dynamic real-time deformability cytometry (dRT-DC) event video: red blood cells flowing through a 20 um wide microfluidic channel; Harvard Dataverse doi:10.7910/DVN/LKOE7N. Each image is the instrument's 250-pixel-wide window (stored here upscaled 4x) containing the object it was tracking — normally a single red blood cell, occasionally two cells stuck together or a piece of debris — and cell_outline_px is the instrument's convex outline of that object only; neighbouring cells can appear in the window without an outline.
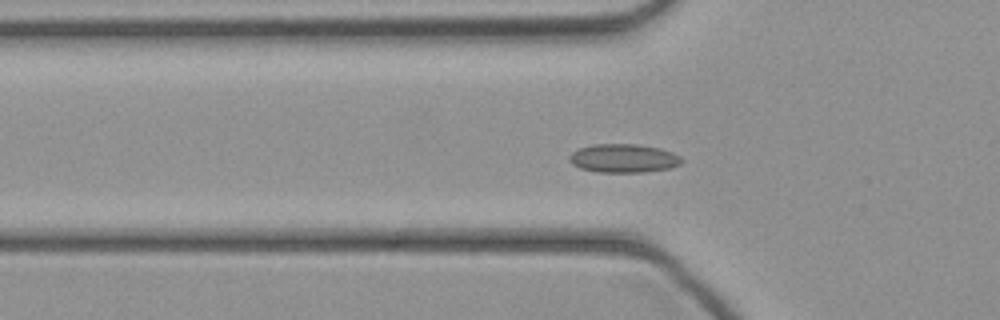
{"species": "common noctule bat (a hibernating species)", "species_latin": "Nyctalus noctula", "temperature_condition": "cold", "stored_images_in_passage": 46, "camera_frame_rate_fps": 3000, "um_per_image_px": 0.085, "animal": {"sex": "female", "body_mass_g": 21.9}, "frame": {"image": 1, "passage_image": 15, "time_ms": 4.667, "image_size_px": [1000, 320], "cell_outline_px": [[684, 160], [680, 164], [672, 168], [644, 172], [596, 172], [580, 168], [572, 164], [568, 160], [568, 156], [572, 152], [580, 148], [592, 144], [640, 144], [660, 148], [672, 152], [680, 156]], "centroid_in_image_um": [53.01, 13.45], "position_along_channel_um": 72.8, "area_um2": 18.96}}
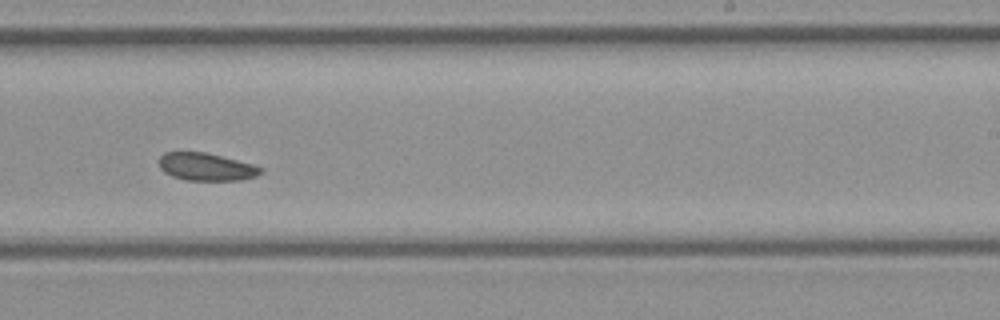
{"frame": {"image": 2, "passage_image": 28, "time_ms": 9.0, "image_size_px": [1000, 320], "cell_outline_px": [[264, 172], [256, 176], [240, 180], [184, 180], [172, 176], [164, 172], [160, 168], [160, 156], [164, 152], [204, 152], [252, 164], [264, 168]], "centroid_in_image_um": [17.54, 14.19], "position_along_channel_um": 271.5, "area_um2": 16.3}}
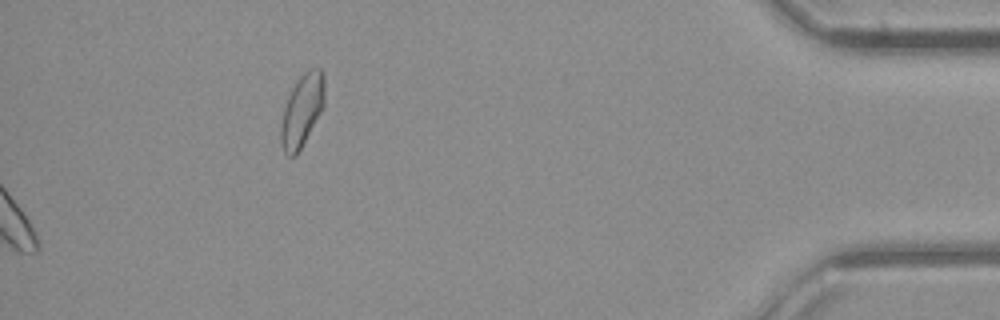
{"frame": {"image": 3, "passage_image": 46, "time_ms": 15.0, "image_size_px": [1000, 320], "cell_outline_px": [[324, 104], [320, 112], [296, 156], [288, 156], [284, 152], [280, 140], [280, 128], [284, 108], [288, 96], [292, 88], [300, 76], [308, 68], [320, 68], [324, 72]], "centroid_in_image_um": [25.66, 9.35], "position_along_channel_um": 409.5, "area_um2": 18.21}}